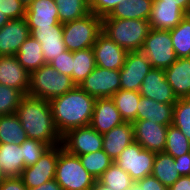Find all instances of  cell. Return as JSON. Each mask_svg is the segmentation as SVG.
<instances>
[{"label": "cell", "instance_id": "d6a6232c", "mask_svg": "<svg viewBox=\"0 0 190 190\" xmlns=\"http://www.w3.org/2000/svg\"><path fill=\"white\" fill-rule=\"evenodd\" d=\"M61 24L80 19L90 13L87 0H55Z\"/></svg>", "mask_w": 190, "mask_h": 190}, {"label": "cell", "instance_id": "7402d4cb", "mask_svg": "<svg viewBox=\"0 0 190 190\" xmlns=\"http://www.w3.org/2000/svg\"><path fill=\"white\" fill-rule=\"evenodd\" d=\"M104 152L115 160L120 153L134 141V128L131 122L112 128L102 135Z\"/></svg>", "mask_w": 190, "mask_h": 190}, {"label": "cell", "instance_id": "d590c367", "mask_svg": "<svg viewBox=\"0 0 190 190\" xmlns=\"http://www.w3.org/2000/svg\"><path fill=\"white\" fill-rule=\"evenodd\" d=\"M163 152L171 155L173 158L190 153V141L179 128L169 125L166 146Z\"/></svg>", "mask_w": 190, "mask_h": 190}, {"label": "cell", "instance_id": "30bf717a", "mask_svg": "<svg viewBox=\"0 0 190 190\" xmlns=\"http://www.w3.org/2000/svg\"><path fill=\"white\" fill-rule=\"evenodd\" d=\"M102 142V134L87 125L67 131L61 145L68 153L79 156L102 150Z\"/></svg>", "mask_w": 190, "mask_h": 190}, {"label": "cell", "instance_id": "1f68e13d", "mask_svg": "<svg viewBox=\"0 0 190 190\" xmlns=\"http://www.w3.org/2000/svg\"><path fill=\"white\" fill-rule=\"evenodd\" d=\"M173 48L177 58L190 57V14L170 30Z\"/></svg>", "mask_w": 190, "mask_h": 190}, {"label": "cell", "instance_id": "b9f144b4", "mask_svg": "<svg viewBox=\"0 0 190 190\" xmlns=\"http://www.w3.org/2000/svg\"><path fill=\"white\" fill-rule=\"evenodd\" d=\"M122 1L123 0H92L89 3L90 12L97 16L105 17L113 8L121 4Z\"/></svg>", "mask_w": 190, "mask_h": 190}, {"label": "cell", "instance_id": "484cf974", "mask_svg": "<svg viewBox=\"0 0 190 190\" xmlns=\"http://www.w3.org/2000/svg\"><path fill=\"white\" fill-rule=\"evenodd\" d=\"M0 167L6 177H21L24 169L21 145L0 143Z\"/></svg>", "mask_w": 190, "mask_h": 190}, {"label": "cell", "instance_id": "60d3db41", "mask_svg": "<svg viewBox=\"0 0 190 190\" xmlns=\"http://www.w3.org/2000/svg\"><path fill=\"white\" fill-rule=\"evenodd\" d=\"M72 59L73 52L65 50L63 53L59 54L58 57L52 59L49 64L59 73L72 77Z\"/></svg>", "mask_w": 190, "mask_h": 190}, {"label": "cell", "instance_id": "f6af8a7d", "mask_svg": "<svg viewBox=\"0 0 190 190\" xmlns=\"http://www.w3.org/2000/svg\"><path fill=\"white\" fill-rule=\"evenodd\" d=\"M180 176L190 175V153L174 158Z\"/></svg>", "mask_w": 190, "mask_h": 190}, {"label": "cell", "instance_id": "ab89813d", "mask_svg": "<svg viewBox=\"0 0 190 190\" xmlns=\"http://www.w3.org/2000/svg\"><path fill=\"white\" fill-rule=\"evenodd\" d=\"M0 12L4 13L10 20L25 18L26 5L20 0H0Z\"/></svg>", "mask_w": 190, "mask_h": 190}, {"label": "cell", "instance_id": "277c9868", "mask_svg": "<svg viewBox=\"0 0 190 190\" xmlns=\"http://www.w3.org/2000/svg\"><path fill=\"white\" fill-rule=\"evenodd\" d=\"M75 86L72 77L59 73L49 63H46L30 74L27 95L50 101L67 93Z\"/></svg>", "mask_w": 190, "mask_h": 190}, {"label": "cell", "instance_id": "83f0119b", "mask_svg": "<svg viewBox=\"0 0 190 190\" xmlns=\"http://www.w3.org/2000/svg\"><path fill=\"white\" fill-rule=\"evenodd\" d=\"M152 175L167 188L180 177L174 158L164 152L155 154Z\"/></svg>", "mask_w": 190, "mask_h": 190}, {"label": "cell", "instance_id": "8fae6325", "mask_svg": "<svg viewBox=\"0 0 190 190\" xmlns=\"http://www.w3.org/2000/svg\"><path fill=\"white\" fill-rule=\"evenodd\" d=\"M78 86L95 98L112 97L120 90V71L96 66Z\"/></svg>", "mask_w": 190, "mask_h": 190}, {"label": "cell", "instance_id": "f5cc1de1", "mask_svg": "<svg viewBox=\"0 0 190 190\" xmlns=\"http://www.w3.org/2000/svg\"><path fill=\"white\" fill-rule=\"evenodd\" d=\"M132 190H142V188L137 183H134L132 185Z\"/></svg>", "mask_w": 190, "mask_h": 190}, {"label": "cell", "instance_id": "d4e9b609", "mask_svg": "<svg viewBox=\"0 0 190 190\" xmlns=\"http://www.w3.org/2000/svg\"><path fill=\"white\" fill-rule=\"evenodd\" d=\"M153 0H123L105 17L116 19L149 20Z\"/></svg>", "mask_w": 190, "mask_h": 190}, {"label": "cell", "instance_id": "11a10c76", "mask_svg": "<svg viewBox=\"0 0 190 190\" xmlns=\"http://www.w3.org/2000/svg\"><path fill=\"white\" fill-rule=\"evenodd\" d=\"M184 99L190 104V95H187Z\"/></svg>", "mask_w": 190, "mask_h": 190}, {"label": "cell", "instance_id": "e0dca14e", "mask_svg": "<svg viewBox=\"0 0 190 190\" xmlns=\"http://www.w3.org/2000/svg\"><path fill=\"white\" fill-rule=\"evenodd\" d=\"M29 35L26 18L9 20L0 29V56L15 55Z\"/></svg>", "mask_w": 190, "mask_h": 190}, {"label": "cell", "instance_id": "9a60e30c", "mask_svg": "<svg viewBox=\"0 0 190 190\" xmlns=\"http://www.w3.org/2000/svg\"><path fill=\"white\" fill-rule=\"evenodd\" d=\"M139 93L160 103H176L178 98L168 84L163 69L151 68L143 79Z\"/></svg>", "mask_w": 190, "mask_h": 190}, {"label": "cell", "instance_id": "7a4b0ae2", "mask_svg": "<svg viewBox=\"0 0 190 190\" xmlns=\"http://www.w3.org/2000/svg\"><path fill=\"white\" fill-rule=\"evenodd\" d=\"M96 98L78 85L67 93L51 99L52 116L55 126L64 135L67 131L90 125Z\"/></svg>", "mask_w": 190, "mask_h": 190}, {"label": "cell", "instance_id": "603a6c76", "mask_svg": "<svg viewBox=\"0 0 190 190\" xmlns=\"http://www.w3.org/2000/svg\"><path fill=\"white\" fill-rule=\"evenodd\" d=\"M175 103H160L140 97L137 105V120H150L160 125H172Z\"/></svg>", "mask_w": 190, "mask_h": 190}, {"label": "cell", "instance_id": "f907efd6", "mask_svg": "<svg viewBox=\"0 0 190 190\" xmlns=\"http://www.w3.org/2000/svg\"><path fill=\"white\" fill-rule=\"evenodd\" d=\"M10 19L2 12H0V29L9 21Z\"/></svg>", "mask_w": 190, "mask_h": 190}, {"label": "cell", "instance_id": "ffe728a7", "mask_svg": "<svg viewBox=\"0 0 190 190\" xmlns=\"http://www.w3.org/2000/svg\"><path fill=\"white\" fill-rule=\"evenodd\" d=\"M187 13L176 4L153 1L149 23L151 28L159 30L174 29Z\"/></svg>", "mask_w": 190, "mask_h": 190}, {"label": "cell", "instance_id": "ee69618b", "mask_svg": "<svg viewBox=\"0 0 190 190\" xmlns=\"http://www.w3.org/2000/svg\"><path fill=\"white\" fill-rule=\"evenodd\" d=\"M0 190H28L21 177H7L1 184Z\"/></svg>", "mask_w": 190, "mask_h": 190}, {"label": "cell", "instance_id": "7bdbcfd3", "mask_svg": "<svg viewBox=\"0 0 190 190\" xmlns=\"http://www.w3.org/2000/svg\"><path fill=\"white\" fill-rule=\"evenodd\" d=\"M136 183L142 188V190H169L152 174L138 180Z\"/></svg>", "mask_w": 190, "mask_h": 190}, {"label": "cell", "instance_id": "4316f807", "mask_svg": "<svg viewBox=\"0 0 190 190\" xmlns=\"http://www.w3.org/2000/svg\"><path fill=\"white\" fill-rule=\"evenodd\" d=\"M18 62L31 74L46 64L41 44L31 35L20 46L15 54Z\"/></svg>", "mask_w": 190, "mask_h": 190}, {"label": "cell", "instance_id": "ba28073f", "mask_svg": "<svg viewBox=\"0 0 190 190\" xmlns=\"http://www.w3.org/2000/svg\"><path fill=\"white\" fill-rule=\"evenodd\" d=\"M155 154L133 141L120 153L114 162L127 172L136 183L138 180L152 174Z\"/></svg>", "mask_w": 190, "mask_h": 190}, {"label": "cell", "instance_id": "7dc6e473", "mask_svg": "<svg viewBox=\"0 0 190 190\" xmlns=\"http://www.w3.org/2000/svg\"><path fill=\"white\" fill-rule=\"evenodd\" d=\"M28 190H63L62 187L56 182L55 179L47 181L46 183L37 186L36 188H31Z\"/></svg>", "mask_w": 190, "mask_h": 190}, {"label": "cell", "instance_id": "4fadbf2b", "mask_svg": "<svg viewBox=\"0 0 190 190\" xmlns=\"http://www.w3.org/2000/svg\"><path fill=\"white\" fill-rule=\"evenodd\" d=\"M134 141L144 149L154 153L163 152L166 146L167 125H160L150 120H136L133 123Z\"/></svg>", "mask_w": 190, "mask_h": 190}, {"label": "cell", "instance_id": "9f6ffc18", "mask_svg": "<svg viewBox=\"0 0 190 190\" xmlns=\"http://www.w3.org/2000/svg\"><path fill=\"white\" fill-rule=\"evenodd\" d=\"M123 190H132V187H129V188H126V189H123Z\"/></svg>", "mask_w": 190, "mask_h": 190}, {"label": "cell", "instance_id": "ac0fdd59", "mask_svg": "<svg viewBox=\"0 0 190 190\" xmlns=\"http://www.w3.org/2000/svg\"><path fill=\"white\" fill-rule=\"evenodd\" d=\"M0 84L15 88L27 95L30 73L18 62L15 55L0 56Z\"/></svg>", "mask_w": 190, "mask_h": 190}, {"label": "cell", "instance_id": "c3c4849f", "mask_svg": "<svg viewBox=\"0 0 190 190\" xmlns=\"http://www.w3.org/2000/svg\"><path fill=\"white\" fill-rule=\"evenodd\" d=\"M163 1V3L176 4L180 6L187 14H190V0H153Z\"/></svg>", "mask_w": 190, "mask_h": 190}, {"label": "cell", "instance_id": "44dd1931", "mask_svg": "<svg viewBox=\"0 0 190 190\" xmlns=\"http://www.w3.org/2000/svg\"><path fill=\"white\" fill-rule=\"evenodd\" d=\"M29 27H50L59 23L55 0H34L26 6L25 16Z\"/></svg>", "mask_w": 190, "mask_h": 190}, {"label": "cell", "instance_id": "2e32d148", "mask_svg": "<svg viewBox=\"0 0 190 190\" xmlns=\"http://www.w3.org/2000/svg\"><path fill=\"white\" fill-rule=\"evenodd\" d=\"M30 35L40 42L45 62L49 63L66 49L63 41V24L50 27H29Z\"/></svg>", "mask_w": 190, "mask_h": 190}, {"label": "cell", "instance_id": "3957f363", "mask_svg": "<svg viewBox=\"0 0 190 190\" xmlns=\"http://www.w3.org/2000/svg\"><path fill=\"white\" fill-rule=\"evenodd\" d=\"M150 30L149 20L102 18V32L127 52L140 51Z\"/></svg>", "mask_w": 190, "mask_h": 190}, {"label": "cell", "instance_id": "f546056e", "mask_svg": "<svg viewBox=\"0 0 190 190\" xmlns=\"http://www.w3.org/2000/svg\"><path fill=\"white\" fill-rule=\"evenodd\" d=\"M27 134L15 113L0 116V143L22 144Z\"/></svg>", "mask_w": 190, "mask_h": 190}, {"label": "cell", "instance_id": "f1b7e54d", "mask_svg": "<svg viewBox=\"0 0 190 190\" xmlns=\"http://www.w3.org/2000/svg\"><path fill=\"white\" fill-rule=\"evenodd\" d=\"M140 93L132 90H118L111 98L117 110L125 122L137 120V105L140 101Z\"/></svg>", "mask_w": 190, "mask_h": 190}, {"label": "cell", "instance_id": "f35d334b", "mask_svg": "<svg viewBox=\"0 0 190 190\" xmlns=\"http://www.w3.org/2000/svg\"><path fill=\"white\" fill-rule=\"evenodd\" d=\"M20 145L22 147L24 168L34 165L50 147L42 141L28 138Z\"/></svg>", "mask_w": 190, "mask_h": 190}, {"label": "cell", "instance_id": "681fc988", "mask_svg": "<svg viewBox=\"0 0 190 190\" xmlns=\"http://www.w3.org/2000/svg\"><path fill=\"white\" fill-rule=\"evenodd\" d=\"M90 190H112V189H110L109 187L103 185L98 180H96L94 185L92 186V188Z\"/></svg>", "mask_w": 190, "mask_h": 190}, {"label": "cell", "instance_id": "d6986e66", "mask_svg": "<svg viewBox=\"0 0 190 190\" xmlns=\"http://www.w3.org/2000/svg\"><path fill=\"white\" fill-rule=\"evenodd\" d=\"M124 122L111 97L96 98L90 123L94 130L103 135Z\"/></svg>", "mask_w": 190, "mask_h": 190}, {"label": "cell", "instance_id": "7c38bea8", "mask_svg": "<svg viewBox=\"0 0 190 190\" xmlns=\"http://www.w3.org/2000/svg\"><path fill=\"white\" fill-rule=\"evenodd\" d=\"M152 66L141 51L128 52L120 71V89L139 92Z\"/></svg>", "mask_w": 190, "mask_h": 190}, {"label": "cell", "instance_id": "bcb514c9", "mask_svg": "<svg viewBox=\"0 0 190 190\" xmlns=\"http://www.w3.org/2000/svg\"><path fill=\"white\" fill-rule=\"evenodd\" d=\"M168 189L169 190H190V175L180 176L178 180Z\"/></svg>", "mask_w": 190, "mask_h": 190}, {"label": "cell", "instance_id": "9c48e42d", "mask_svg": "<svg viewBox=\"0 0 190 190\" xmlns=\"http://www.w3.org/2000/svg\"><path fill=\"white\" fill-rule=\"evenodd\" d=\"M62 148L61 144L49 147L34 165L23 169L21 178L28 189L36 188L55 178L58 154Z\"/></svg>", "mask_w": 190, "mask_h": 190}, {"label": "cell", "instance_id": "e575fe53", "mask_svg": "<svg viewBox=\"0 0 190 190\" xmlns=\"http://www.w3.org/2000/svg\"><path fill=\"white\" fill-rule=\"evenodd\" d=\"M98 181L112 190H123L132 187L135 183L131 176L115 162L101 175Z\"/></svg>", "mask_w": 190, "mask_h": 190}, {"label": "cell", "instance_id": "4dcf8cb0", "mask_svg": "<svg viewBox=\"0 0 190 190\" xmlns=\"http://www.w3.org/2000/svg\"><path fill=\"white\" fill-rule=\"evenodd\" d=\"M95 67V57L92 47L73 52L72 80L76 85H79Z\"/></svg>", "mask_w": 190, "mask_h": 190}, {"label": "cell", "instance_id": "8992f818", "mask_svg": "<svg viewBox=\"0 0 190 190\" xmlns=\"http://www.w3.org/2000/svg\"><path fill=\"white\" fill-rule=\"evenodd\" d=\"M102 32V17L90 12L80 19L63 24V41L74 52L91 48Z\"/></svg>", "mask_w": 190, "mask_h": 190}, {"label": "cell", "instance_id": "5bb4252c", "mask_svg": "<svg viewBox=\"0 0 190 190\" xmlns=\"http://www.w3.org/2000/svg\"><path fill=\"white\" fill-rule=\"evenodd\" d=\"M92 49L96 66L109 70H120L128 53L103 32L98 35Z\"/></svg>", "mask_w": 190, "mask_h": 190}, {"label": "cell", "instance_id": "816d5d0a", "mask_svg": "<svg viewBox=\"0 0 190 190\" xmlns=\"http://www.w3.org/2000/svg\"><path fill=\"white\" fill-rule=\"evenodd\" d=\"M6 175L3 173L2 168L0 167V184L6 179Z\"/></svg>", "mask_w": 190, "mask_h": 190}, {"label": "cell", "instance_id": "cb8c5ba5", "mask_svg": "<svg viewBox=\"0 0 190 190\" xmlns=\"http://www.w3.org/2000/svg\"><path fill=\"white\" fill-rule=\"evenodd\" d=\"M164 71L167 82L178 99L190 95V57L177 58Z\"/></svg>", "mask_w": 190, "mask_h": 190}, {"label": "cell", "instance_id": "52a82bcc", "mask_svg": "<svg viewBox=\"0 0 190 190\" xmlns=\"http://www.w3.org/2000/svg\"><path fill=\"white\" fill-rule=\"evenodd\" d=\"M140 51L149 60L152 68L165 70L177 60L170 30L151 28Z\"/></svg>", "mask_w": 190, "mask_h": 190}, {"label": "cell", "instance_id": "5b68a950", "mask_svg": "<svg viewBox=\"0 0 190 190\" xmlns=\"http://www.w3.org/2000/svg\"><path fill=\"white\" fill-rule=\"evenodd\" d=\"M54 179L63 190H90L96 181L82 166L79 157L63 148L58 154Z\"/></svg>", "mask_w": 190, "mask_h": 190}, {"label": "cell", "instance_id": "74e56055", "mask_svg": "<svg viewBox=\"0 0 190 190\" xmlns=\"http://www.w3.org/2000/svg\"><path fill=\"white\" fill-rule=\"evenodd\" d=\"M172 125L190 141V104L184 98L178 99L174 105Z\"/></svg>", "mask_w": 190, "mask_h": 190}, {"label": "cell", "instance_id": "8d00e7d4", "mask_svg": "<svg viewBox=\"0 0 190 190\" xmlns=\"http://www.w3.org/2000/svg\"><path fill=\"white\" fill-rule=\"evenodd\" d=\"M24 96L15 88L0 84V116L15 113Z\"/></svg>", "mask_w": 190, "mask_h": 190}, {"label": "cell", "instance_id": "db71d44e", "mask_svg": "<svg viewBox=\"0 0 190 190\" xmlns=\"http://www.w3.org/2000/svg\"><path fill=\"white\" fill-rule=\"evenodd\" d=\"M24 5H29L31 2H33L34 0H20Z\"/></svg>", "mask_w": 190, "mask_h": 190}, {"label": "cell", "instance_id": "6da1fadb", "mask_svg": "<svg viewBox=\"0 0 190 190\" xmlns=\"http://www.w3.org/2000/svg\"><path fill=\"white\" fill-rule=\"evenodd\" d=\"M15 114L26 131L28 139H36L50 147L61 144L62 136L58 132L48 100L25 95Z\"/></svg>", "mask_w": 190, "mask_h": 190}, {"label": "cell", "instance_id": "836d02e7", "mask_svg": "<svg viewBox=\"0 0 190 190\" xmlns=\"http://www.w3.org/2000/svg\"><path fill=\"white\" fill-rule=\"evenodd\" d=\"M82 166L98 180L101 175L110 167L114 160L104 150L91 152L78 156Z\"/></svg>", "mask_w": 190, "mask_h": 190}]
</instances>
